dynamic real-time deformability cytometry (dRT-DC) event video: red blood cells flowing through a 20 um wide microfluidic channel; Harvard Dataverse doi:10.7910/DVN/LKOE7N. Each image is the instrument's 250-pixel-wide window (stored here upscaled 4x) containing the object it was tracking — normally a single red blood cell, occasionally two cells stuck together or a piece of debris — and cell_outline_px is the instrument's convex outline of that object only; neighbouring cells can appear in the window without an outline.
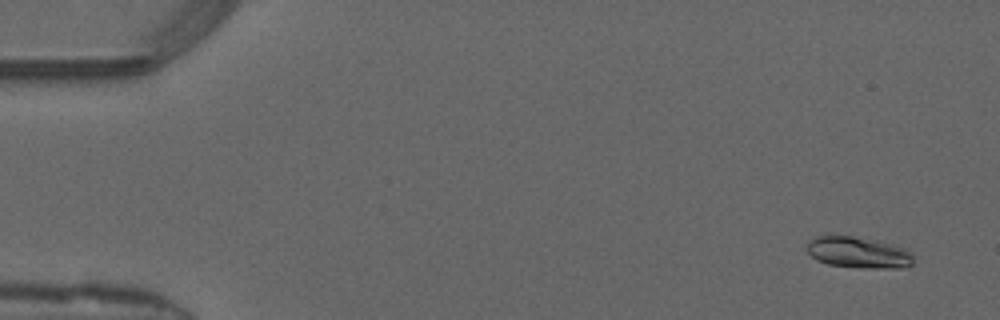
{"species": "common noctule bat (a hibernating species)", "species_latin": "Nyctalus noctula", "temperature_condition": "warm", "stored_images_in_passage": 50, "camera_frame_rate_fps": 3000, "um_per_image_px": 0.085, "animal": {"sex": "male", "forearm_length_mm": 52.5}, "frame": {"image": 1, "passage_image": 3, "time_ms": 0.667, "image_size_px": [1000, 320], "cell_outline_px": [[912, 264], [908, 268], [864, 268], [828, 264], [816, 260], [804, 248], [808, 240], [816, 236], [852, 236], [876, 240], [908, 248], [912, 252]], "centroid_in_image_um": [72.97, 21.46], "position_along_channel_um": 12.0, "area_um2": 19.71}}
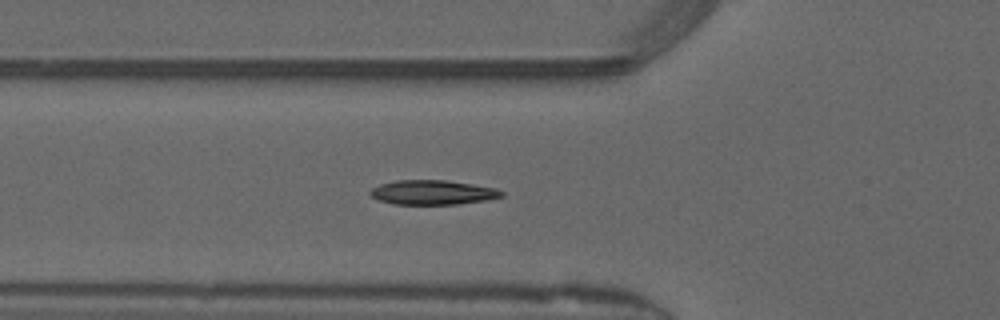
{"frame": {"image": 2, "passage_image": 18, "time_ms": 5.667, "image_size_px": [1000, 320], "cell_outline_px": [[504, 196], [488, 200], [456, 204], [392, 204], [380, 200], [372, 196], [368, 192], [372, 188], [380, 184], [396, 180], [444, 180], [472, 184], [496, 188], [504, 192]], "centroid_in_image_um": [36.79, 16.35], "position_along_channel_um": 89.0, "area_um2": 18.73}}
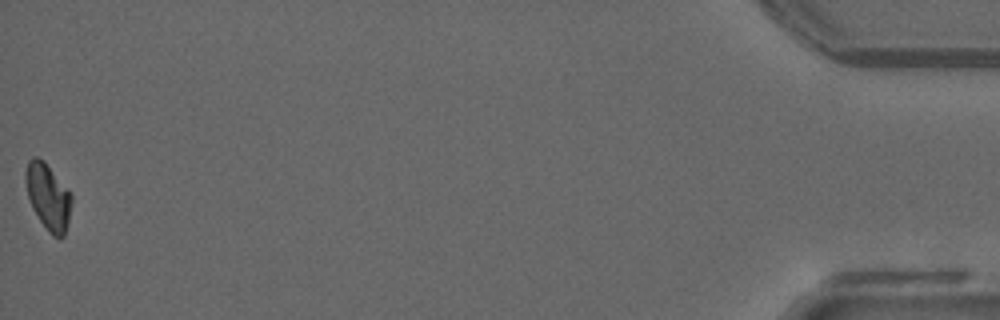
{"frame": {"image": 3, "passage_image": 50, "time_ms": 16.333, "image_size_px": [1000, 320], "cell_outline_px": [[72, 200], [68, 220], [64, 236], [60, 240], [52, 236], [48, 232], [32, 208], [28, 196], [24, 180], [24, 172], [28, 160], [32, 156], [36, 156], [44, 160], [72, 192]], "centroid_in_image_um": [4.08, 16.69], "position_along_channel_um": 431.1, "area_um2": 18.15}, "authors_computed_cell_mechanics": {"area_um2": 18.2359, "velocity_mm_per_s": 4.1369, "shape_relaxation_time_tau1_ms": 4.9041, "shape_relaxation_time_tau2_ms": 6.4582, "deformation_change_tau1": 0.1774, "deformation_change_tau2": 0.0562}}